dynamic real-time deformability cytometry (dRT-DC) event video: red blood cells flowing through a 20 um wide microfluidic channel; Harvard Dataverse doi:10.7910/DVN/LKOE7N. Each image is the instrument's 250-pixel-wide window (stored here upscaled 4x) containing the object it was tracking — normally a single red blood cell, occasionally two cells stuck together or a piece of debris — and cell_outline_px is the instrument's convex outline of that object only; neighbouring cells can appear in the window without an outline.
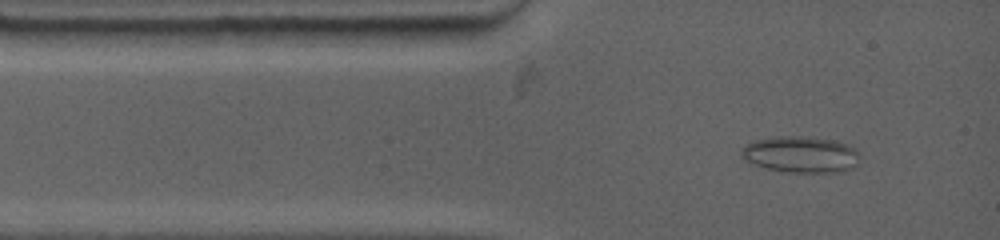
{"species": "common noctule bat (a hibernating species)", "species_latin": "Nyctalus noctula", "temperature_condition": "warm", "stored_images_in_passage": 57, "camera_frame_rate_fps": 4500, "um_per_image_px": 0.085, "animal": {"sex": "female", "body_mass_g": 19.0, "forearm_length_mm": 53.3}, "frame": {"image": 1, "passage_image": 4, "time_ms": 0.667, "image_size_px": [1000, 240], "cell_outline_px": [[860, 156], [856, 164], [848, 168], [836, 172], [784, 172], [768, 168], [756, 164], [740, 156], [740, 152], [752, 140], [780, 136], [800, 136], [832, 140], [856, 148]], "centroid_in_image_um": [68.06, 13.12], "position_along_channel_um": 16.9, "area_um2": 24.62}}
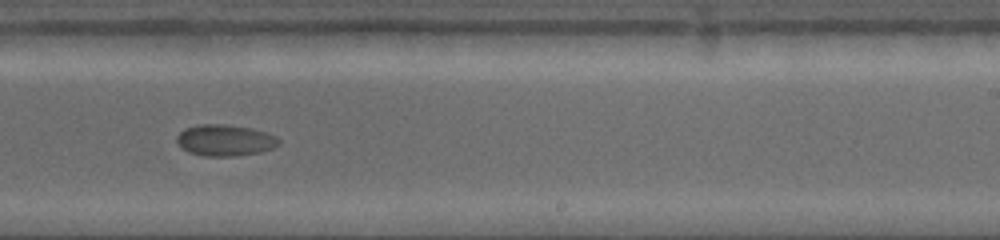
{"frame": {"image": 2, "passage_image": 28, "time_ms": 8.222, "image_size_px": [1000, 240], "cell_outline_px": [[280, 144], [272, 148], [260, 152], [236, 156], [204, 156], [188, 152], [180, 148], [176, 140], [176, 136], [184, 128], [200, 124], [224, 124], [252, 128], [276, 136], [280, 140]], "centroid_in_image_um": [19.1, 11.92], "position_along_channel_um": 269.9, "area_um2": 18.79}}
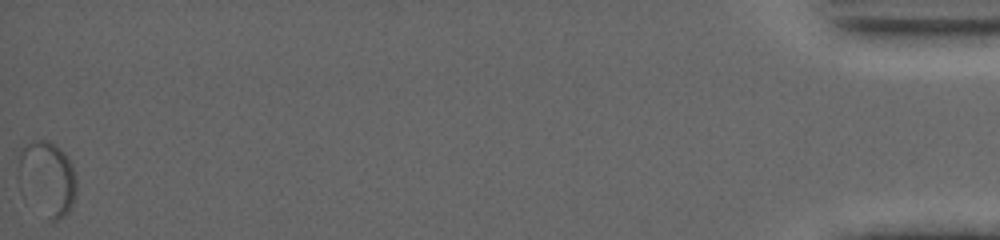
{"frame": {"image": 3, "passage_image": 57, "time_ms": 17.556, "image_size_px": [1000, 240], "cell_outline_px": [[76, 188], [72, 208], [64, 216], [56, 220], [48, 220], [20, 164], [20, 148], [24, 144], [36, 140], [48, 140], [60, 148], [68, 160], [76, 176]], "centroid_in_image_um": [4.2, 15.05], "position_along_channel_um": 431.0, "area_um2": 22.37}}